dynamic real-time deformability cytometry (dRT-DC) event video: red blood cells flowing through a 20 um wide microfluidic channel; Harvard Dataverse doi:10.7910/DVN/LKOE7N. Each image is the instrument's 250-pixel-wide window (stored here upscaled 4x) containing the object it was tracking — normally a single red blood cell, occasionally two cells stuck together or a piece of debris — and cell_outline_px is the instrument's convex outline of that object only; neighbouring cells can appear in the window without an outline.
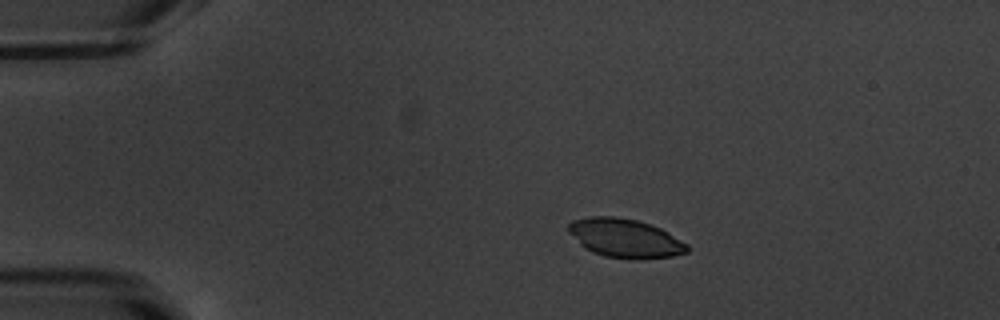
{"species": "common noctule bat (a hibernating species)", "species_latin": "Nyctalus noctula", "temperature_condition": "warm", "stored_images_in_passage": 44, "camera_frame_rate_fps": 3000, "um_per_image_px": 0.085, "animal": {"sex": "male", "body_mass_g": 20.1, "forearm_length_mm": 53.5}, "frame": {"image": 1, "passage_image": 1, "time_ms": 0.0, "image_size_px": [1000, 320], "cell_outline_px": [[688, 252], [672, 256], [640, 260], [632, 260], [604, 256], [592, 252], [584, 248], [568, 232], [568, 224], [572, 220], [592, 216], [616, 216], [636, 220], [660, 228], [668, 232], [688, 244]], "centroid_in_image_um": [53.12, 20.26], "position_along_channel_um": 31.9, "area_um2": 27.05}}
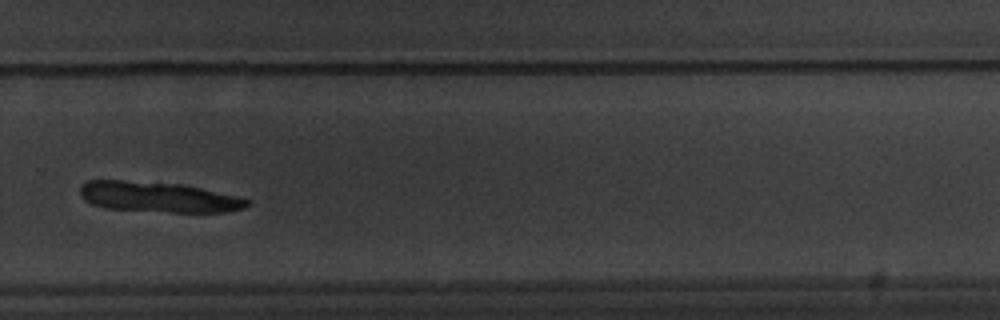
{"frame": {"image": 2, "passage_image": 28, "time_ms": 9.0, "image_size_px": [1000, 320], "cell_outline_px": [[252, 204], [244, 208], [224, 212], [172, 212], [104, 208], [92, 204], [84, 200], [80, 196], [80, 188], [88, 180], [120, 180], [184, 184], [244, 196], [252, 200]], "centroid_in_image_um": [13.57, 16.74], "position_along_channel_um": 316.2, "area_um2": 30.11}}
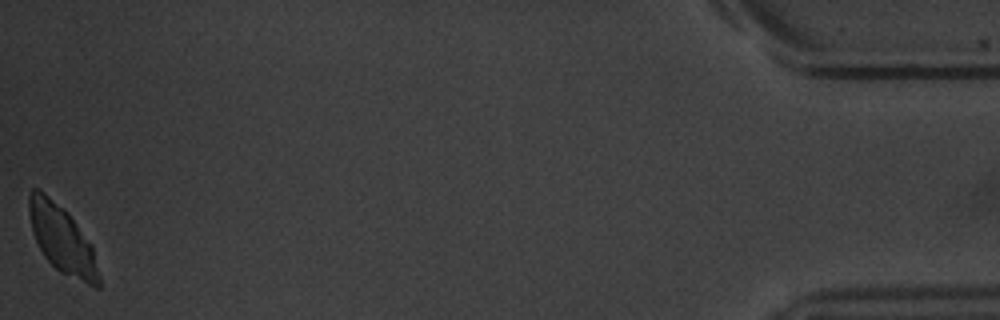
{"frame": {"image": 3, "passage_image": 44, "time_ms": 14.333, "image_size_px": [1000, 320], "cell_outline_px": [[100, 288], [96, 288], [60, 272], [44, 256], [32, 232], [28, 212], [28, 196], [32, 188], [36, 188], [44, 192], [64, 208], [68, 212], [92, 248], [100, 276]], "centroid_in_image_um": [5.24, 20.33], "position_along_channel_um": 430.0, "area_um2": 27.28}}